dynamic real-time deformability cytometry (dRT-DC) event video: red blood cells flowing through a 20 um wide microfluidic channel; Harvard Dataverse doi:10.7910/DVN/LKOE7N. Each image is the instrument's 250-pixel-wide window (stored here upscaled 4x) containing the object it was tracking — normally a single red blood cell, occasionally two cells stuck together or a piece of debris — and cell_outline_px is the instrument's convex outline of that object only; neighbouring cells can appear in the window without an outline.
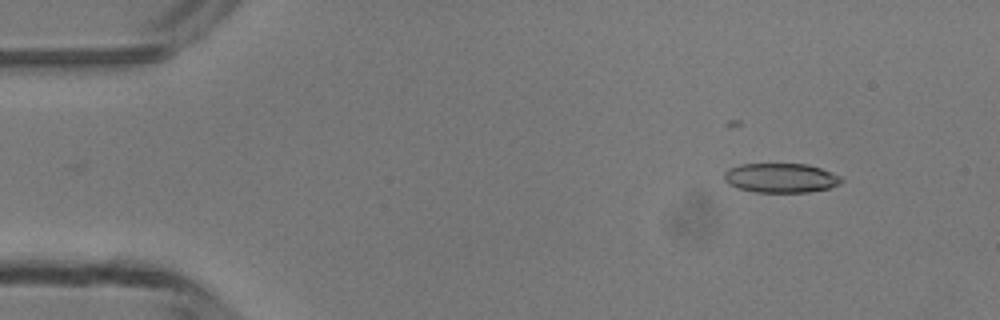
{"species": "common noctule bat (a hibernating species)", "species_latin": "Nyctalus noctula", "temperature_condition": "room temperature", "stored_images_in_passage": 47, "camera_frame_rate_fps": 3000, "um_per_image_px": 0.085, "animal": {"sex": "male", "body_mass_g": 13.3}, "frame": {"image": 1, "passage_image": 4, "time_ms": 1.0, "image_size_px": [1000, 320], "cell_outline_px": [[844, 180], [840, 184], [828, 188], [808, 192], [756, 192], [740, 188], [728, 184], [724, 180], [724, 172], [728, 168], [740, 164], [808, 164], [832, 172], [840, 176]], "centroid_in_image_um": [66.37, 15.12], "position_along_channel_um": 18.6, "area_um2": 20.11}}
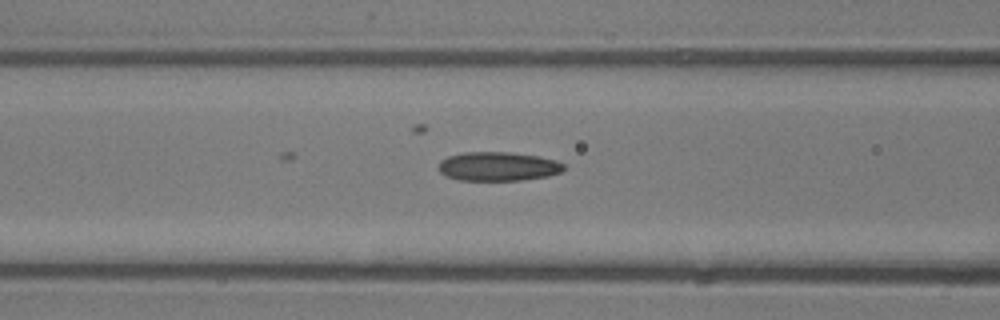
{"frame": {"image": 2, "passage_image": 18, "time_ms": 5.667, "image_size_px": [1000, 320], "cell_outline_px": [[564, 168], [560, 172], [548, 176], [520, 180], [460, 180], [444, 176], [436, 168], [440, 160], [448, 156], [464, 152], [508, 152], [536, 156], [556, 160], [564, 164]], "centroid_in_image_um": [42.27, 14.14], "position_along_channel_um": 124.3, "area_um2": 21.21}}
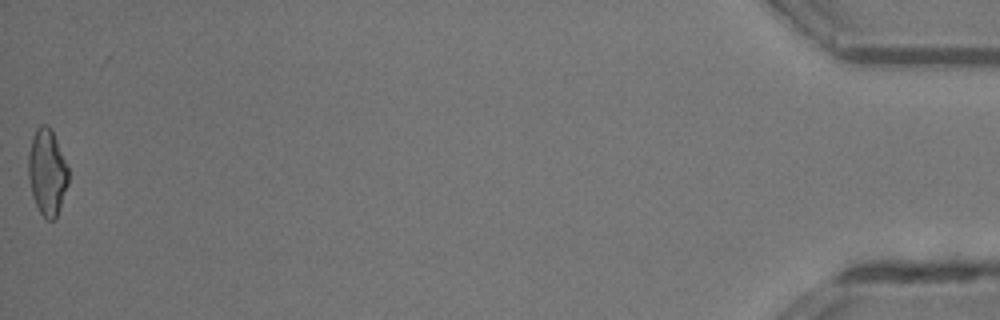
{"frame": {"image": 3, "passage_image": 47, "time_ms": 15.333, "image_size_px": [1000, 320], "cell_outline_px": [[68, 184], [56, 220], [48, 220], [40, 212], [32, 196], [28, 176], [28, 156], [32, 136], [36, 128], [40, 124], [48, 124], [52, 128], [68, 168]], "centroid_in_image_um": [4.0, 14.61], "position_along_channel_um": 431.2, "area_um2": 20.29}, "authors_computed_cell_mechanics": {"area_um2": 19.9988, "velocity_mm_per_s": 4.2631, "shape_relaxation_time_tau1_ms": 7.5231, "shape_relaxation_time_tau2_ms": null, "deformation_change_tau1": null, "deformation_change_tau2": null}}